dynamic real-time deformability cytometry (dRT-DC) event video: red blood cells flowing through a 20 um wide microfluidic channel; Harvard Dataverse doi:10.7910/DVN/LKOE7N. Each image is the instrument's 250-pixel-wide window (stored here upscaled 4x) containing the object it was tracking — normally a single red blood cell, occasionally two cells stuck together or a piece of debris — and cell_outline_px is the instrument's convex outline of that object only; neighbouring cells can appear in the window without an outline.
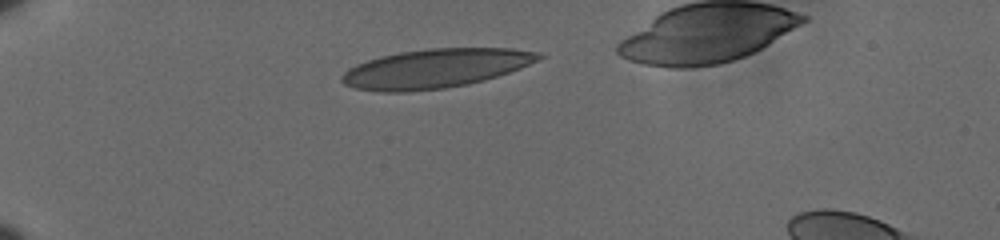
{"species": "human", "species_latin": "Homo sapiens", "temperature_condition": "cold", "stored_images_in_passage": 41, "camera_frame_rate_fps": 3000, "um_per_image_px": 0.085, "donor": {"sex": "male"}, "frame": {"image": 1, "passage_image": 1, "time_ms": 0.0, "image_size_px": [1000, 240], "cell_outline_px": [[544, 56], [520, 68], [484, 80], [468, 84], [444, 88], [408, 92], [380, 92], [356, 88], [344, 84], [340, 80], [340, 76], [348, 68], [356, 64], [380, 56], [400, 52], [428, 48], [512, 48], [540, 52]], "centroid_in_image_um": [36.97, 5.82], "position_along_channel_um": 48.0, "area_um2": 44.74}}
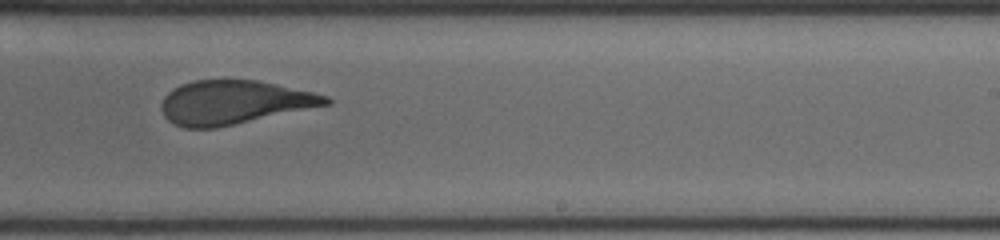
{"frame": {"image": 2, "passage_image": 23, "time_ms": 7.333, "image_size_px": [1000, 240], "cell_outline_px": [[332, 104], [216, 128], [184, 128], [168, 120], [164, 116], [160, 108], [160, 104], [164, 96], [172, 88], [180, 84], [192, 80], [256, 80], [312, 92], [328, 96], [332, 100]], "centroid_in_image_um": [19.86, 8.7], "position_along_channel_um": 269.1, "area_um2": 42.02}}
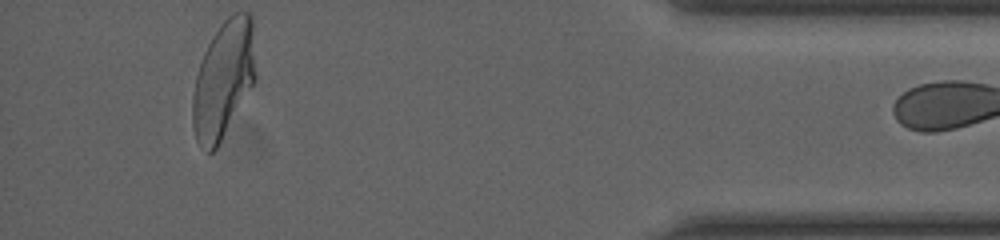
{"frame": {"image": 3, "passage_image": 39, "time_ms": 12.667, "image_size_px": [1000, 240], "cell_outline_px": [[256, 80], [216, 148], [212, 152], [208, 152], [196, 140], [192, 124], [192, 96], [196, 76], [204, 52], [212, 36], [220, 24], [232, 12], [248, 12], [252, 16], [256, 76]], "centroid_in_image_um": [19.0, 6.72], "position_along_channel_um": 416.2, "area_um2": 43.0}}